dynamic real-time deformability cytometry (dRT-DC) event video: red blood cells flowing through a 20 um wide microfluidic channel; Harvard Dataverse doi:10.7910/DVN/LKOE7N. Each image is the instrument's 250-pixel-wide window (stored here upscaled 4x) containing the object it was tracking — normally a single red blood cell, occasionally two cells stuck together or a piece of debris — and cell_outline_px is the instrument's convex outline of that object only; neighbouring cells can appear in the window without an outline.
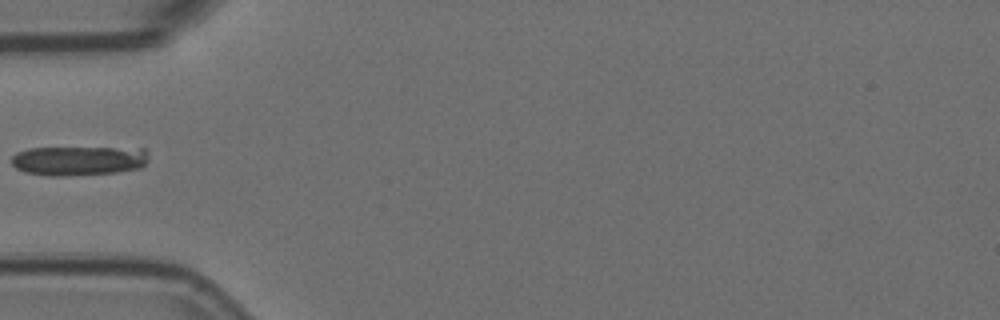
{"species": "Egyptian fruit bat (a non-hibernating species)", "species_latin": "Rousettus aegyptiacus", "temperature_condition": "room temperature", "stored_images_in_passage": 5, "camera_frame_rate_fps": 3000, "um_per_image_px": 0.085, "animal": {"sex": "female"}, "frame": {"image": 1, "passage_image": 5, "time_ms": 1.333, "image_size_px": [1000, 320], "cell_outline_px": [[148, 160], [140, 168], [116, 172], [64, 176], [48, 176], [24, 172], [16, 168], [12, 164], [12, 156], [16, 152], [28, 148], [144, 148], [148, 152]], "centroid_in_image_um": [6.67, 13.65], "position_along_channel_um": 78.3, "area_um2": 23.64}}